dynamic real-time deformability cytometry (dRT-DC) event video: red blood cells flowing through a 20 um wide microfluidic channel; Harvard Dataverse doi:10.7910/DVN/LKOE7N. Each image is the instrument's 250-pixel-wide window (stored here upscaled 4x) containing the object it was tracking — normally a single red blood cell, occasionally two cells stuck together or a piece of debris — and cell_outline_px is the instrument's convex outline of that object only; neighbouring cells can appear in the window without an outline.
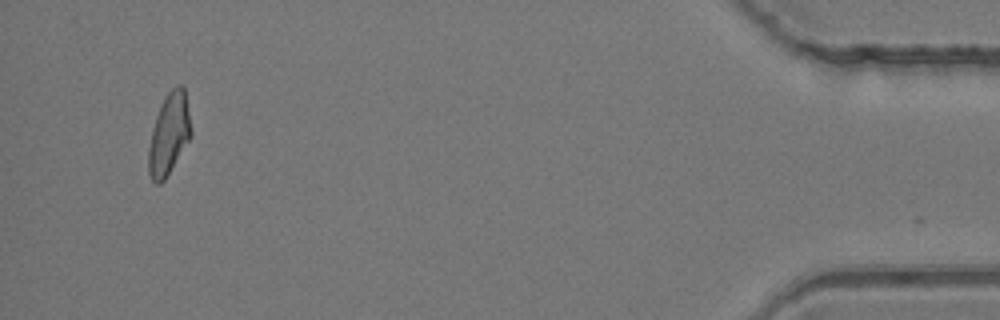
{"species": "common noctule bat (a hibernating species)", "species_latin": "Nyctalus noctula", "temperature_condition": "room temperature", "stored_images_in_passage": 41, "camera_frame_rate_fps": 3000, "um_per_image_px": 0.085, "animal": {"sex": "female", "body_mass_g": 24.6, "forearm_length_mm": 56.2}, "frame": {"image": 1, "passage_image": 39, "time_ms": 12.667, "image_size_px": [1000, 320], "cell_outline_px": [[192, 136], [164, 180], [160, 184], [156, 184], [152, 180], [148, 172], [148, 148], [152, 128], [160, 104], [164, 96], [176, 84], [180, 84], [184, 88], [192, 132]], "centroid_in_image_um": [14.35, 11.39], "position_along_channel_um": 420.8, "area_um2": 20.23}}